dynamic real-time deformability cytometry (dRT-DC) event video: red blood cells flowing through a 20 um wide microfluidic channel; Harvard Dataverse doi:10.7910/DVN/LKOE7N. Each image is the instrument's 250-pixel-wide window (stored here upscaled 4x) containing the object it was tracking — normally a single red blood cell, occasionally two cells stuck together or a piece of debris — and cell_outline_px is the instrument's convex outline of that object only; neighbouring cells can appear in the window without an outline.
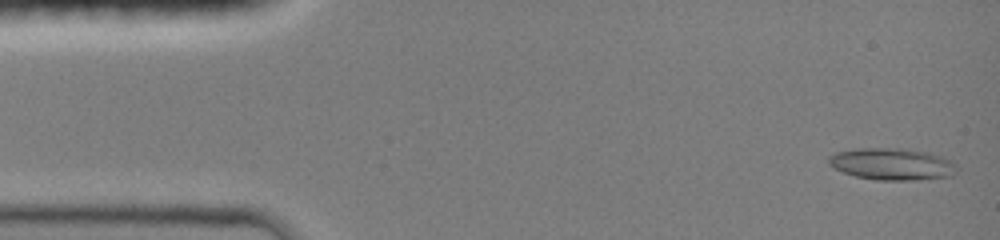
{"species": "common noctule bat (a hibernating species)", "species_latin": "Nyctalus noctula", "temperature_condition": "room temperature", "stored_images_in_passage": 14, "camera_frame_rate_fps": 3000, "um_per_image_px": 0.085, "animal": {"sex": "female", "body_mass_g": 19.0, "forearm_length_mm": 51.5}, "frame": {"image": 1, "passage_image": 1, "time_ms": 0.0, "image_size_px": [1000, 240], "cell_outline_px": [[952, 164], [948, 176], [908, 180], [880, 180], [856, 176], [844, 172], [828, 164], [828, 156], [836, 152], [860, 148], [880, 148], [924, 152], [940, 156], [948, 160]], "centroid_in_image_um": [75.66, 13.94], "position_along_channel_um": 9.3, "area_um2": 22.54}}
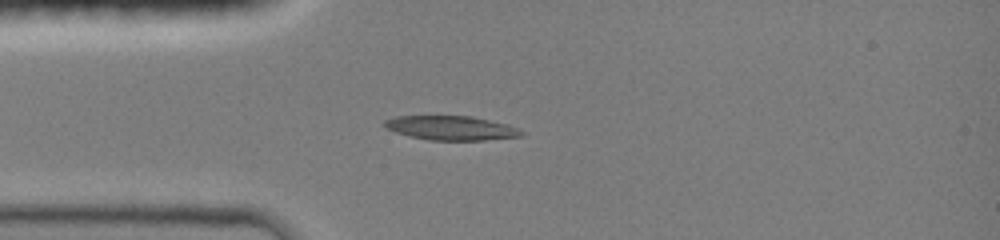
{"frame": {"image": 2, "passage_image": 10, "time_ms": 3.333, "image_size_px": [1000, 240], "cell_outline_px": [[524, 136], [484, 140], [428, 140], [396, 132], [388, 128], [384, 124], [384, 120], [396, 116], [472, 116], [504, 124], [516, 128], [524, 132]], "centroid_in_image_um": [38.35, 10.88], "position_along_channel_um": 46.6, "area_um2": 19.02}}
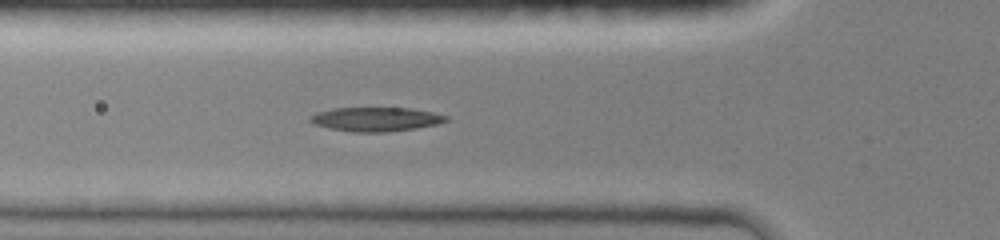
{"frame": {"image": 3, "passage_image": 14, "time_ms": 4.667, "image_size_px": [1000, 240], "cell_outline_px": [[448, 120], [436, 124], [416, 128], [384, 132], [352, 132], [332, 128], [316, 124], [308, 120], [308, 116], [316, 112], [332, 108], [408, 108], [432, 112], [448, 116]], "centroid_in_image_um": [31.92, 10.13], "position_along_channel_um": 93.9, "area_um2": 18.9}}